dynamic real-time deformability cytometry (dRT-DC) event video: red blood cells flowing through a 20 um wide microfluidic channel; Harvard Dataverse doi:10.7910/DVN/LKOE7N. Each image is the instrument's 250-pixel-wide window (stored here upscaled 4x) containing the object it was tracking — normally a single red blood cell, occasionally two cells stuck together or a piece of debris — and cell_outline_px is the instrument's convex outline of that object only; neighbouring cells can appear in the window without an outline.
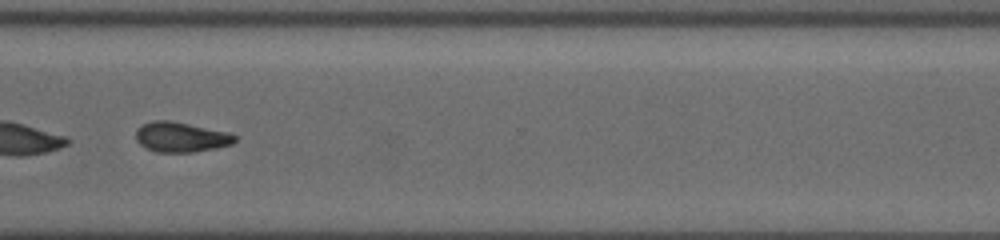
{"species": "common noctule bat (a hibernating species)", "species_latin": "Nyctalus noctula", "temperature_condition": "cold", "stored_images_in_passage": 49, "segment_of_instrument_passage": [2, 2], "camera_frame_rate_fps": 3000, "um_per_image_px": 0.085, "animal": {"sex": "female", "body_mass_g": 19.5, "forearm_length_mm": 54.1}, "frame": {"image": 1, "passage_image": 38, "time_ms": 12.333, "image_size_px": [1000, 240], "cell_outline_px": [[236, 140], [232, 144], [216, 148], [192, 152], [156, 152], [144, 148], [136, 140], [136, 128], [152, 120], [172, 120], [228, 132], [236, 136]], "centroid_in_image_um": [15.35, 11.64], "position_along_channel_um": 355.2, "area_um2": 17.46}}